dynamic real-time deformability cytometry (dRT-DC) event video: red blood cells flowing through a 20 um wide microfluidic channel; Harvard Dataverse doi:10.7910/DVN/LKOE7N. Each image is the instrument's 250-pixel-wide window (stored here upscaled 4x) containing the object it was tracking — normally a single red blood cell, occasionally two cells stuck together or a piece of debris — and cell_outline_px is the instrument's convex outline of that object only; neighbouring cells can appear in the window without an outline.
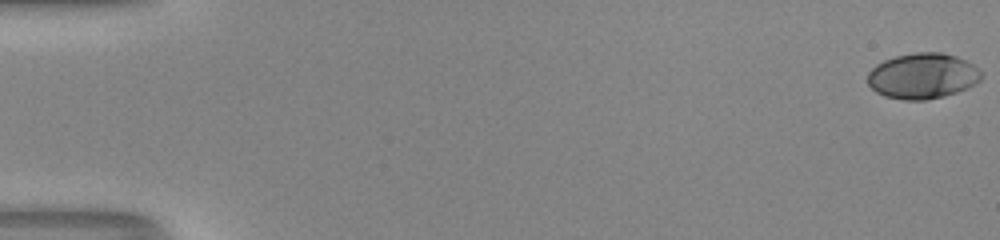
{"species": "human", "species_latin": "Homo sapiens", "temperature_condition": "room temperature", "stored_images_in_passage": 53, "camera_frame_rate_fps": 3000, "um_per_image_px": 0.085, "donor": {"sex": "male"}, "frame": {"image": 1, "passage_image": 1, "time_ms": 0.0, "image_size_px": [1000, 240], "cell_outline_px": [[980, 80], [976, 84], [968, 88], [944, 96], [924, 100], [904, 100], [884, 96], [876, 92], [868, 84], [868, 72], [876, 64], [884, 60], [896, 56], [916, 52], [940, 52], [956, 56], [972, 64], [980, 72]], "centroid_in_image_um": [78.4, 6.46], "position_along_channel_um": 6.6, "area_um2": 30.11}}
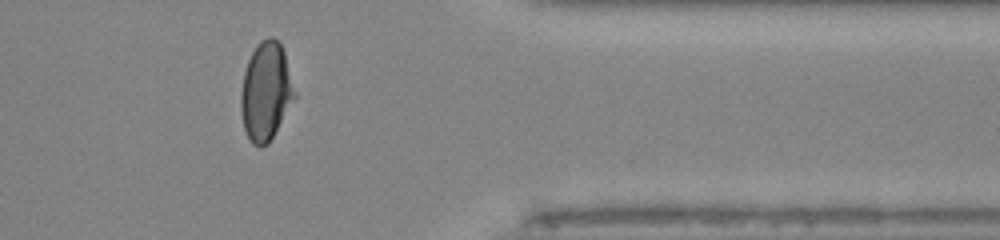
{"frame": {"image": 2, "passage_image": 44, "time_ms": 14.333, "image_size_px": [1000, 240], "cell_outline_px": [[296, 96], [268, 144], [260, 148], [252, 144], [244, 128], [240, 108], [240, 92], [244, 72], [248, 60], [256, 44], [260, 40], [268, 36], [272, 36], [280, 44], [284, 52]], "centroid_in_image_um": [22.57, 7.77], "position_along_channel_um": 388.8, "area_um2": 30.58}}
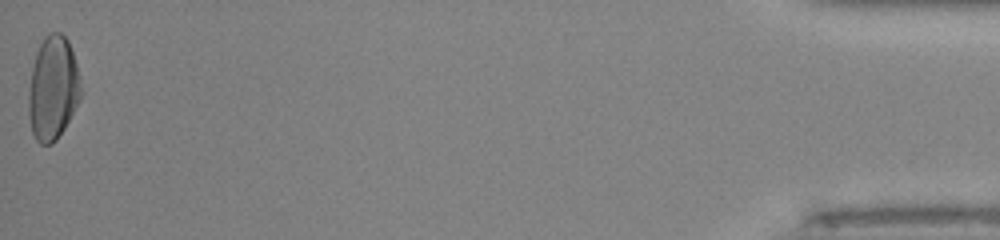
{"frame": {"image": 3, "passage_image": 53, "time_ms": 17.333, "image_size_px": [1000, 240], "cell_outline_px": [[80, 100], [64, 128], [56, 140], [52, 144], [40, 144], [36, 140], [32, 132], [28, 116], [28, 92], [32, 68], [36, 52], [44, 36], [48, 32], [60, 32], [68, 40], [80, 76]], "centroid_in_image_um": [4.48, 7.5], "position_along_channel_um": 430.7, "area_um2": 31.67}, "authors_computed_cell_mechanics": {"area_um2": 30.056, "velocity_mm_per_s": 4.1309, "shape_relaxation_time_tau1_ms": 5.0742, "shape_relaxation_time_tau2_ms": 1.1599, "deformation_change_tau1": 0.2018, "deformation_change_tau2": 0.0394}}